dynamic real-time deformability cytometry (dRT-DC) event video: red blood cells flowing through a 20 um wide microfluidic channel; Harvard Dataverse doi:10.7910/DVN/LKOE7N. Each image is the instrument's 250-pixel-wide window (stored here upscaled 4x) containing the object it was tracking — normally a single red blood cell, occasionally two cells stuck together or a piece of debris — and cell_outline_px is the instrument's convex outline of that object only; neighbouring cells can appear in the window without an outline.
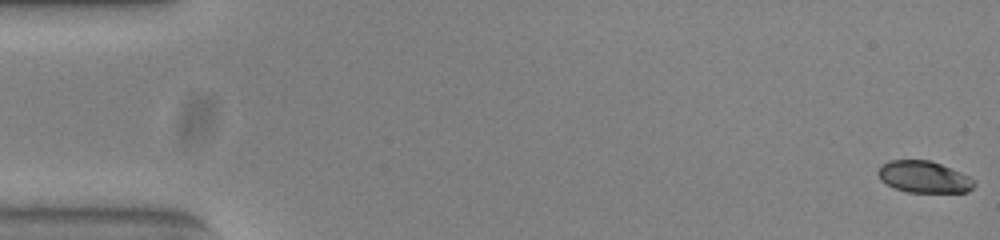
{"species": "common noctule bat (a hibernating species)", "species_latin": "Nyctalus noctula", "temperature_condition": "warm", "stored_images_in_passage": 16, "camera_frame_rate_fps": 3000, "um_per_image_px": 0.085, "animal": {"sex": "female", "body_mass_g": 23.0, "forearm_length_mm": 53.4}, "frame": {"image": 1, "passage_image": 1, "time_ms": 0.0, "image_size_px": [1000, 240], "cell_outline_px": [[976, 184], [968, 192], [908, 192], [896, 188], [880, 180], [876, 172], [880, 164], [888, 160], [928, 160], [940, 164], [960, 172], [976, 180]], "centroid_in_image_um": [78.51, 15.03], "position_along_channel_um": 6.5, "area_um2": 17.8}}